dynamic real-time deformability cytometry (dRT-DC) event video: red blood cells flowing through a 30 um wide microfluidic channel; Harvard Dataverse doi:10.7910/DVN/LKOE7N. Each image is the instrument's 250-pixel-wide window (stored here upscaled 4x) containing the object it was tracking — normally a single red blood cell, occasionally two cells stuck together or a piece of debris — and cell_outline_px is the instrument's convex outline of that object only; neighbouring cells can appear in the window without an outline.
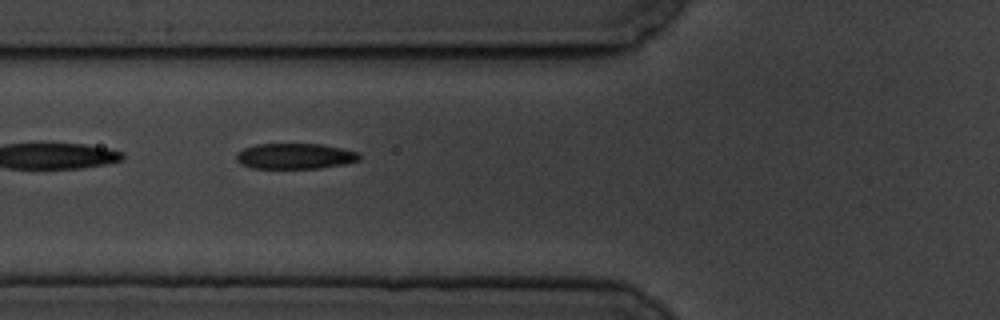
{"species": "common noctule bat (a hibernating species)", "species_latin": "Nyctalus noctula", "temperature_condition": "cold", "stored_images_in_passage": 4, "camera_frame_rate_fps": 3000, "um_per_image_px": 0.085, "animal": {"sex": "male", "body_mass_g": 19.5, "forearm_length_mm": 54.6}, "frame": {"image": 1, "passage_image": 3, "time_ms": 2.667, "image_size_px": [1000, 320], "cell_outline_px": [[360, 160], [344, 164], [320, 168], [252, 168], [240, 164], [236, 160], [236, 152], [244, 148], [256, 144], [320, 144], [360, 152]], "centroid_in_image_um": [25.06, 13.27], "position_along_channel_um": 100.7, "area_um2": 18.44}}